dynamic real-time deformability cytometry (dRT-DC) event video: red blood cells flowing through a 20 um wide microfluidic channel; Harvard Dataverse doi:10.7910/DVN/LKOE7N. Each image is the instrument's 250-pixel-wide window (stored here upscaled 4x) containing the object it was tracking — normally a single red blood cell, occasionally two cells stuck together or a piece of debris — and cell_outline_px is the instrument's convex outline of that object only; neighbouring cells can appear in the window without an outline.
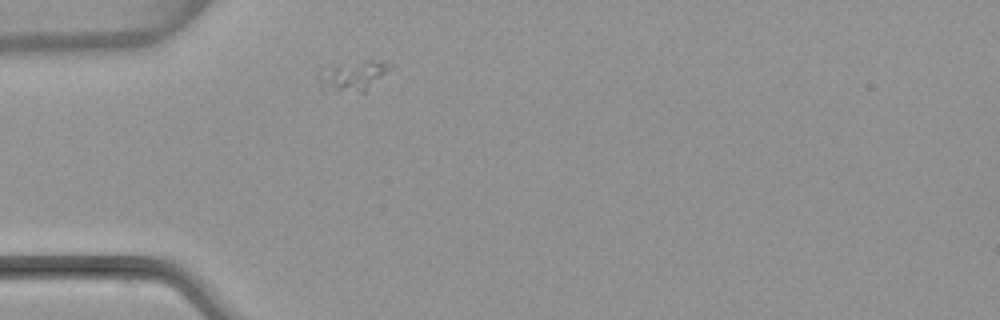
{"species": "common noctule bat (a hibernating species)", "species_latin": "Nyctalus noctula", "temperature_condition": "warm", "stored_images_in_passage": 1, "camera_frame_rate_fps": 3000, "um_per_image_px": 0.085, "animal": {"sex": "female", "body_mass_g": 22.7, "forearm_length_mm": 54.2}, "frame": {"image": 1, "passage_image": 1, "time_ms": 0.0, "image_size_px": [1000, 320], "cell_outline_px": [[392, 68], [364, 92], [324, 92], [320, 88], [316, 76], [316, 72], [320, 68], [372, 64], [392, 64]], "centroid_in_image_um": [29.81, 6.58], "position_along_channel_um": 55.2, "area_um2": 11.68}}